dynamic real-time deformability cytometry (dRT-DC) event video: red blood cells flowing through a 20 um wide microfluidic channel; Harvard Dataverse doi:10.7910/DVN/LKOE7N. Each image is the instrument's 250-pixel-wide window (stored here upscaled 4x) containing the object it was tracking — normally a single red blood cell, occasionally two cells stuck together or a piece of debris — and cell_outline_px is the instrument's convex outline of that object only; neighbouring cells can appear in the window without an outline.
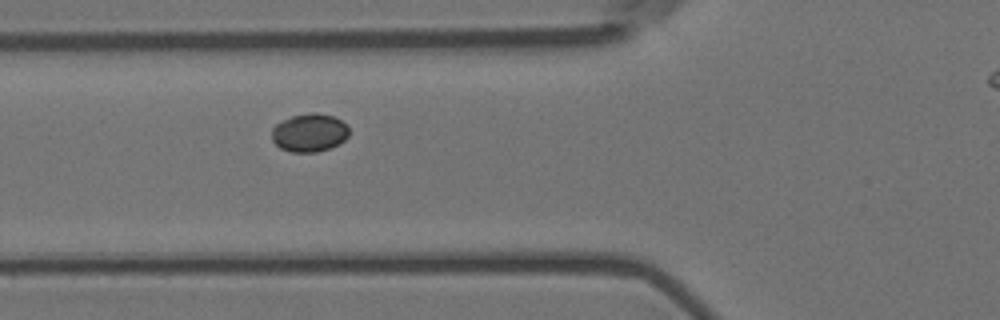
{"species": "Egyptian fruit bat (a non-hibernating species)", "species_latin": "Rousettus aegyptiacus", "temperature_condition": "room temperature", "stored_images_in_passage": 3, "segment_of_instrument_passage": [1, 2], "camera_frame_rate_fps": 3000, "um_per_image_px": 0.085, "animal": {"sex": "female"}, "frame": {"image": 1, "passage_image": 2, "time_ms": 0.333, "image_size_px": [1000, 320], "cell_outline_px": [[348, 136], [340, 144], [316, 152], [292, 152], [280, 148], [272, 140], [272, 128], [276, 124], [292, 116], [312, 112], [316, 112], [332, 116], [340, 120], [348, 128]], "centroid_in_image_um": [26.29, 11.28], "position_along_channel_um": 99.5, "area_um2": 17.05}}